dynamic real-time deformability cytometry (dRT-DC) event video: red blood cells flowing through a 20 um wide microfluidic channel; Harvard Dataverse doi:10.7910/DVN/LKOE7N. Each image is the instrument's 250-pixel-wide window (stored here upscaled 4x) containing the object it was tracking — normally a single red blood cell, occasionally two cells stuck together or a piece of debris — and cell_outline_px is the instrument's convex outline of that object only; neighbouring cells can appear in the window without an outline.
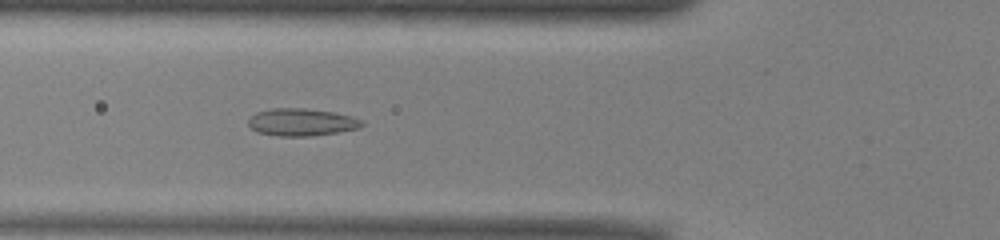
{"species": "common noctule bat (a hibernating species)", "species_latin": "Nyctalus noctula", "temperature_condition": "warm", "stored_images_in_passage": 51, "camera_frame_rate_fps": 3000, "um_per_image_px": 0.085, "animal": {"sex": "male", "body_mass_g": 13.0, "forearm_length_mm": 53.1}, "frame": {"image": 1, "passage_image": 18, "time_ms": 5.667, "image_size_px": [1000, 240], "cell_outline_px": [[364, 124], [360, 128], [312, 136], [280, 136], [256, 132], [248, 124], [248, 120], [256, 112], [272, 108], [304, 108], [332, 112], [352, 116], [360, 120]], "centroid_in_image_um": [25.61, 10.38], "position_along_channel_um": 100.2, "area_um2": 18.03}}
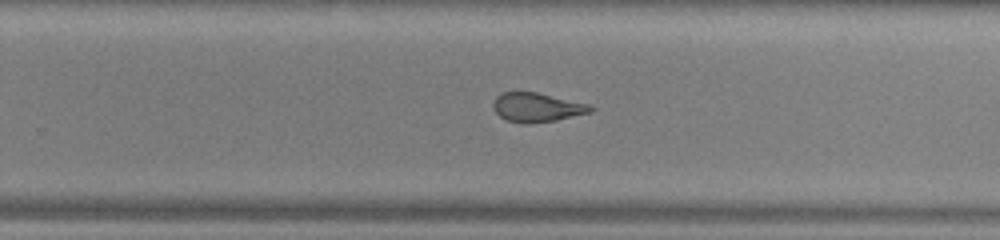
{"frame": {"image": 2, "passage_image": 32, "time_ms": 10.333, "image_size_px": [1000, 240], "cell_outline_px": [[596, 108], [592, 112], [556, 120], [528, 124], [524, 124], [508, 120], [500, 116], [496, 112], [492, 104], [496, 96], [500, 92], [536, 92], [588, 104]], "centroid_in_image_um": [45.64, 9.13], "position_along_channel_um": 284.2, "area_um2": 16.47}}
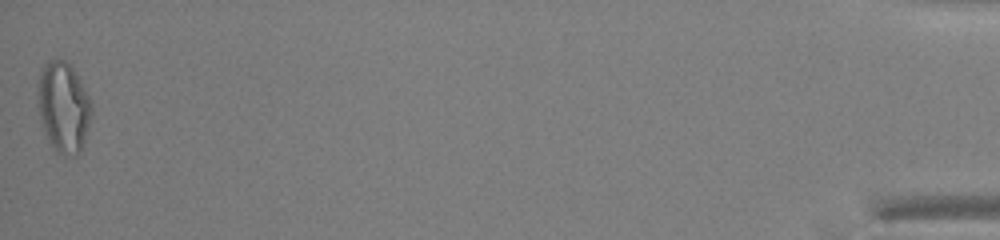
{"frame": {"image": 3, "passage_image": 51, "time_ms": 16.667, "image_size_px": [1000, 240], "cell_outline_px": [[92, 112], [84, 144], [80, 152], [76, 156], [72, 156], [56, 152], [48, 140], [44, 132], [40, 120], [36, 88], [44, 64], [48, 60], [64, 60], [72, 68], [80, 80], [92, 104]], "centroid_in_image_um": [5.38, 9.14], "position_along_channel_um": 429.8, "area_um2": 28.38}, "authors_computed_cell_mechanics": {"area_um2": 19.4208, "velocity_mm_per_s": 3.9508, "shape_relaxation_time_tau1_ms": null, "shape_relaxation_time_tau2_ms": 1.6639, "deformation_change_tau1": null, "deformation_change_tau2": 0.0917}}